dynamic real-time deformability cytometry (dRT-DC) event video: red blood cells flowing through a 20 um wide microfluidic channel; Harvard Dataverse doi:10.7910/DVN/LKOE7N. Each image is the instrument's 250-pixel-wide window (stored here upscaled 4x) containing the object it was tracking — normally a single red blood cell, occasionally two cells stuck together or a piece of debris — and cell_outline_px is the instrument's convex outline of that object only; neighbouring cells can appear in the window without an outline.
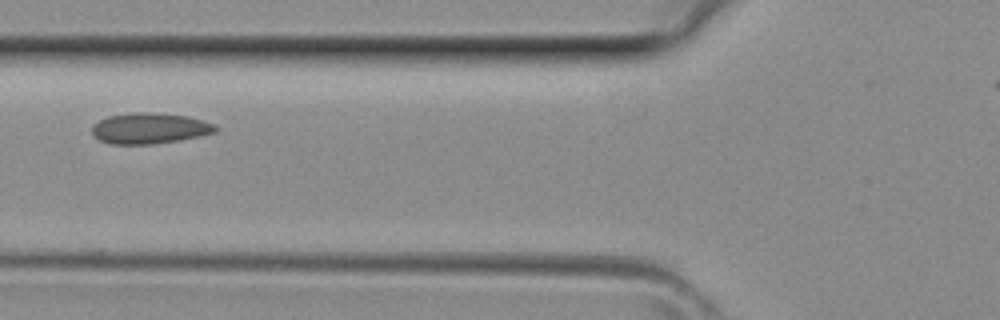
{"species": "common noctule bat (a hibernating species)", "species_latin": "Nyctalus noctula", "temperature_condition": "room temperature", "stored_images_in_passage": 3, "camera_frame_rate_fps": 3000, "um_per_image_px": 0.085, "animal": {"sex": "female", "body_mass_g": 29.2, "forearm_length_mm": 56.3}, "frame": {"image": 1, "passage_image": 3, "time_ms": 0.667, "image_size_px": [1000, 320], "cell_outline_px": [[220, 128], [216, 132], [200, 136], [152, 144], [112, 144], [100, 140], [92, 132], [92, 128], [100, 120], [108, 116], [128, 112], [148, 112], [188, 116], [216, 124]], "centroid_in_image_um": [12.76, 10.89], "position_along_channel_um": 113.0, "area_um2": 22.08}}